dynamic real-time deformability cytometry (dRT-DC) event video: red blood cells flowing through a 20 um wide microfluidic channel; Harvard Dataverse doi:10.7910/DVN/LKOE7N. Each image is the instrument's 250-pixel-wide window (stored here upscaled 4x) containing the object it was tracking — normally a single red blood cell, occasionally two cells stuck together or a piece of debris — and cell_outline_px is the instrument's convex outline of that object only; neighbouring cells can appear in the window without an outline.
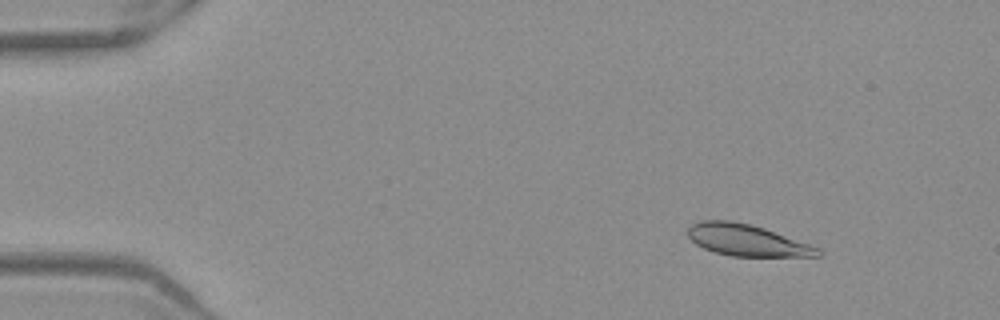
{"species": "Egyptian fruit bat (a non-hibernating species)", "species_latin": "Rousettus aegyptiacus", "temperature_condition": "warm", "stored_images_in_passage": 46, "camera_frame_rate_fps": 3000, "um_per_image_px": 0.085, "frame": {"image": 1, "passage_image": 1, "time_ms": 0.0, "image_size_px": [1000, 320], "cell_outline_px": [[824, 252], [820, 256], [732, 256], [716, 252], [704, 248], [696, 244], [688, 236], [688, 228], [692, 224], [700, 220], [732, 220], [752, 224], [764, 228], [820, 248]], "centroid_in_image_um": [63.49, 20.41], "position_along_channel_um": 21.5, "area_um2": 23.81}}
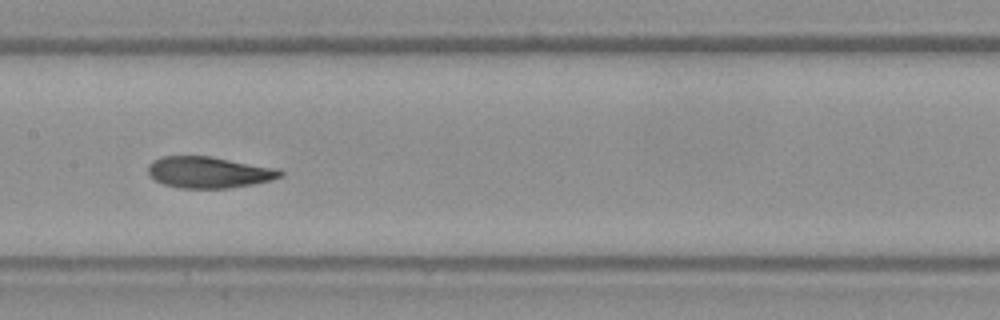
{"frame": {"image": 2, "passage_image": 21, "time_ms": 6.667, "image_size_px": [1000, 320], "cell_outline_px": [[284, 176], [272, 180], [252, 184], [228, 188], [180, 188], [164, 184], [148, 176], [148, 164], [152, 160], [160, 156], [212, 156], [280, 168], [284, 172]], "centroid_in_image_um": [17.78, 14.63], "position_along_channel_um": 189.6, "area_um2": 24.57}}
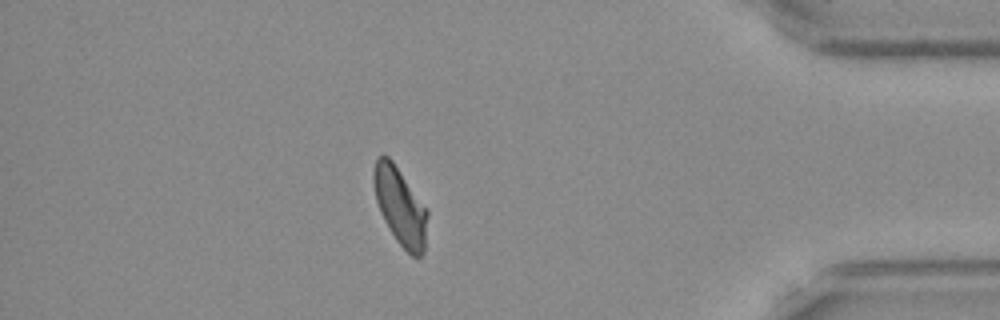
{"frame": {"image": 3, "passage_image": 40, "time_ms": 13.0, "image_size_px": [1000, 320], "cell_outline_px": [[428, 216], [424, 252], [420, 256], [412, 256], [396, 240], [384, 220], [380, 212], [376, 200], [372, 180], [372, 172], [376, 160], [380, 156], [388, 156], [392, 160], [428, 208]], "centroid_in_image_um": [34.02, 17.52], "position_along_channel_um": 401.2, "area_um2": 24.39}, "authors_computed_cell_mechanics": {"area_um2": 24.565, "velocity_mm_per_s": 3.936, "shape_relaxation_time_tau1_ms": 10.9603, "shape_relaxation_time_tau2_ms": 1.6814, "deformation_change_tau1": 0.2537, "deformation_change_tau2": 0.0621}}